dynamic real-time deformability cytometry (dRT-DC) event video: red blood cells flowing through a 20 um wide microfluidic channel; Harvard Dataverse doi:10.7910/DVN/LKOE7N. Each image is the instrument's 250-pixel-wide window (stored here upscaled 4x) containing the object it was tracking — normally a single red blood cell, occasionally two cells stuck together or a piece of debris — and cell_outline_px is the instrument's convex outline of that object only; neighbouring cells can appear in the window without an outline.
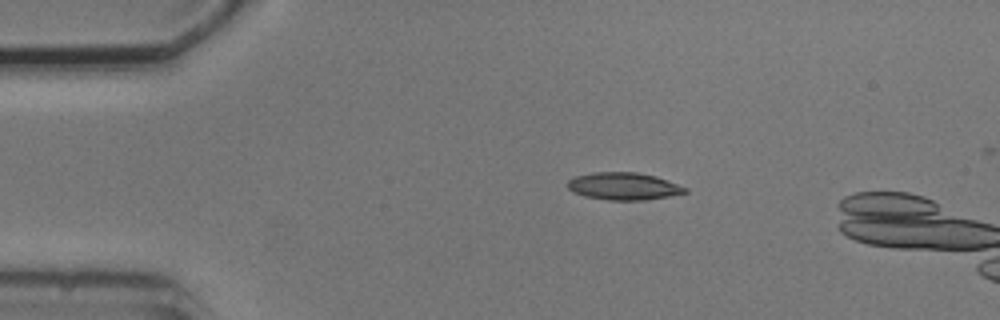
{"species": "common noctule bat (a hibernating species)", "species_latin": "Nyctalus noctula", "temperature_condition": "cold", "stored_images_in_passage": 3, "camera_frame_rate_fps": 3000, "um_per_image_px": 0.085, "animal": {"sex": "male", "body_mass_g": 20.5, "forearm_length_mm": 52.5}, "frame": {"image": 1, "passage_image": 1, "time_ms": 0.0, "image_size_px": [1000, 320], "cell_outline_px": [[688, 192], [668, 196], [644, 200], [608, 200], [584, 196], [572, 192], [568, 188], [568, 180], [576, 176], [592, 172], [636, 172], [656, 176], [668, 180], [688, 188]], "centroid_in_image_um": [53.01, 15.82], "position_along_channel_um": 32.0, "area_um2": 18.79}}